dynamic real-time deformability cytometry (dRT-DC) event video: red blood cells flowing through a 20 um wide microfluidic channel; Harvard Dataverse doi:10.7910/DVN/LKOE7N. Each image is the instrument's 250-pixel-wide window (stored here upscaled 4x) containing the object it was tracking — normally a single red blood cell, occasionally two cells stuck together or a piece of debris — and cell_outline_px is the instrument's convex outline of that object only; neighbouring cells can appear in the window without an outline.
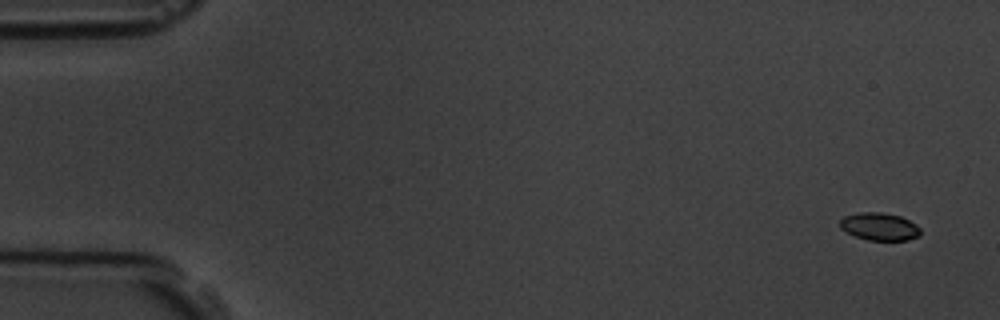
{"species": "common noctule bat (a hibernating species)", "species_latin": "Nyctalus noctula", "temperature_condition": "room temperature", "stored_images_in_passage": 5, "camera_frame_rate_fps": 3000, "um_per_image_px": 0.085, "animal": {"sex": "male", "body_mass_g": 19.5, "forearm_length_mm": 54.6}, "frame": {"image": 1, "passage_image": 1, "time_ms": 0.0, "image_size_px": [1000, 320], "cell_outline_px": [[920, 236], [908, 240], [868, 240], [856, 236], [840, 228], [840, 220], [844, 216], [860, 212], [880, 212], [900, 216], [916, 224], [920, 228]], "centroid_in_image_um": [74.77, 19.26], "position_along_channel_um": 10.2, "area_um2": 12.89}}
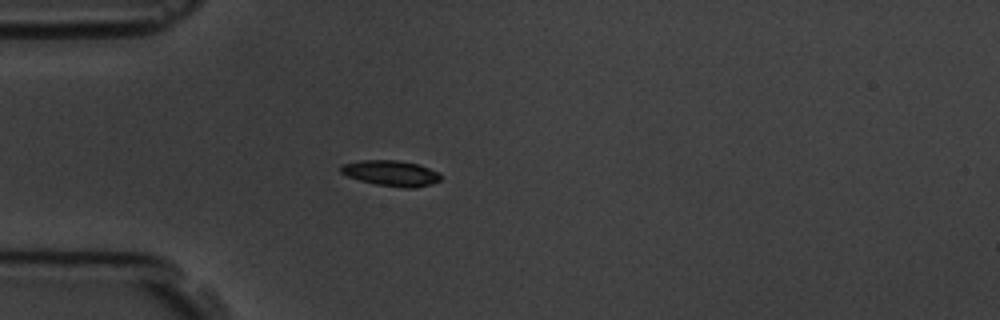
{"frame": {"image": 2, "passage_image": 5, "time_ms": 4.667, "image_size_px": [1000, 320], "cell_outline_px": [[440, 180], [432, 184], [416, 188], [404, 188], [376, 184], [360, 180], [348, 176], [340, 172], [340, 168], [344, 164], [360, 160], [396, 160], [420, 164], [440, 172]], "centroid_in_image_um": [33.29, 14.72], "position_along_channel_um": 51.7, "area_um2": 14.97}}